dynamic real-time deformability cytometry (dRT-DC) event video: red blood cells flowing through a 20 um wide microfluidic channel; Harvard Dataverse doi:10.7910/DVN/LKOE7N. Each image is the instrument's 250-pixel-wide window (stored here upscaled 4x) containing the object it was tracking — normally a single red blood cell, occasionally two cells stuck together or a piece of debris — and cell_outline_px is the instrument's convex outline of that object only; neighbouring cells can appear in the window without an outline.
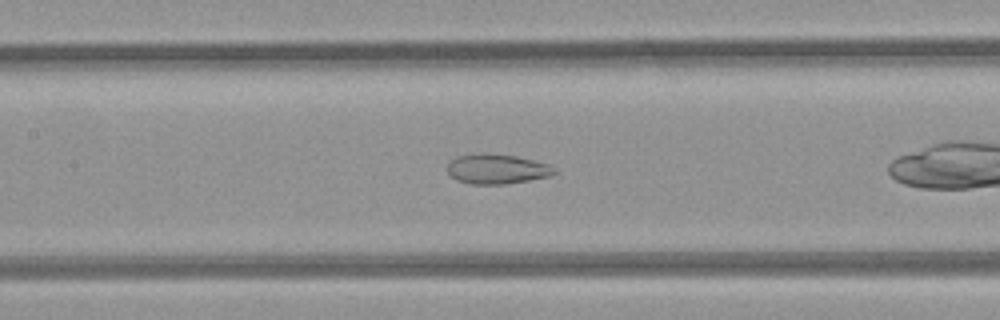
{"species": "common noctule bat (a hibernating species)", "species_latin": "Nyctalus noctula", "temperature_condition": "room temperature", "stored_images_in_passage": 29, "camera_frame_rate_fps": 3000, "um_per_image_px": 0.085, "animal": {"sex": "female", "body_mass_g": 21.9}, "frame": {"image": 1, "passage_image": 9, "time_ms": 2.667, "image_size_px": [1000, 320], "cell_outline_px": [[556, 172], [552, 176], [508, 184], [472, 184], [456, 180], [448, 176], [448, 164], [456, 156], [484, 152], [516, 156], [548, 164], [556, 168]], "centroid_in_image_um": [42.23, 14.37], "position_along_channel_um": 165.2, "area_um2": 18.84}, "authors_computed_cell_mechanics": {"area_um2": 18.9006, "velocity_mm_per_s": 4.1187, "shape_relaxation_time_tau1_ms": null, "shape_relaxation_time_tau2_ms": 1.4525, "deformation_change_tau1": null, "deformation_change_tau2": 0.084}}